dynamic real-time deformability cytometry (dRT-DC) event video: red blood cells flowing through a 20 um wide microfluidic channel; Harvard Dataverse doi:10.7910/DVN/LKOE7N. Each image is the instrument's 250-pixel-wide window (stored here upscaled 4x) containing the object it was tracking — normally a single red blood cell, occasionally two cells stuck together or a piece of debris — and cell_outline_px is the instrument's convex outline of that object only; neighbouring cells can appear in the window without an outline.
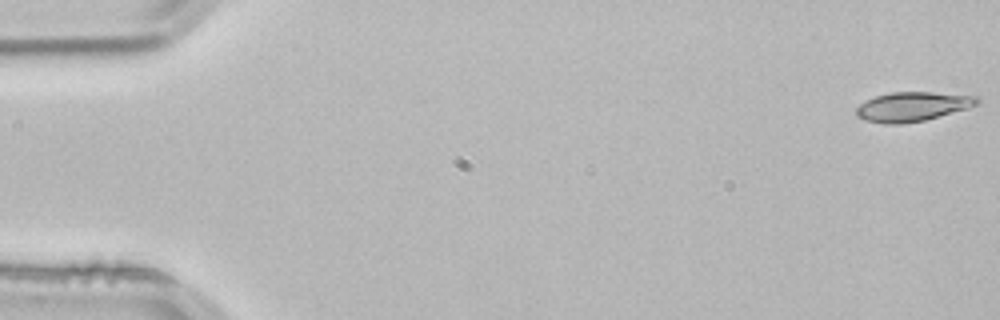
{"species": "common noctule bat (a hibernating species)", "species_latin": "Nyctalus noctula", "temperature_condition": "room temperature", "stored_images_in_passage": 53, "camera_frame_rate_fps": 3000, "um_per_image_px": 0.085, "animal": {"sex": "male", "body_mass_g": 21.5, "forearm_length_mm": 52.0}, "frame": {"image": 1, "passage_image": 1, "time_ms": 0.0, "image_size_px": [1000, 320], "cell_outline_px": [[980, 104], [968, 108], [924, 120], [900, 124], [884, 124], [864, 120], [856, 116], [856, 108], [860, 104], [876, 96], [892, 92], [932, 92], [980, 96]], "centroid_in_image_um": [77.59, 9.06], "position_along_channel_um": 7.4, "area_um2": 20.69}}
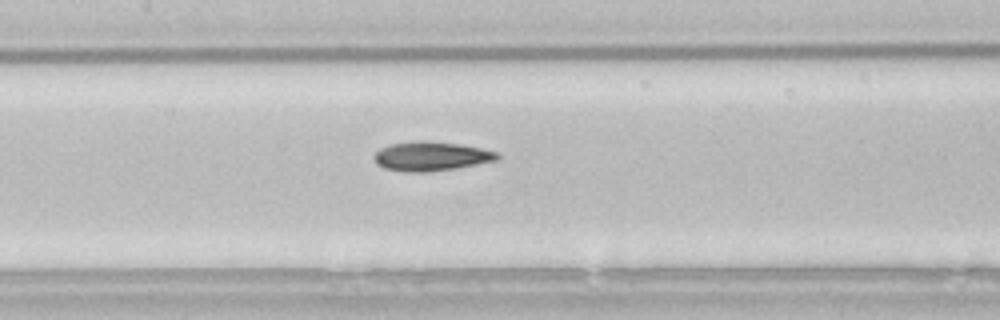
{"frame": {"image": 2, "passage_image": 25, "time_ms": 8.0, "image_size_px": [1000, 320], "cell_outline_px": [[500, 160], [456, 168], [428, 172], [404, 172], [384, 168], [376, 164], [372, 156], [380, 148], [388, 144], [416, 140], [424, 140], [460, 144], [500, 152]], "centroid_in_image_um": [36.64, 13.28], "position_along_channel_um": 170.8, "area_um2": 21.39}}
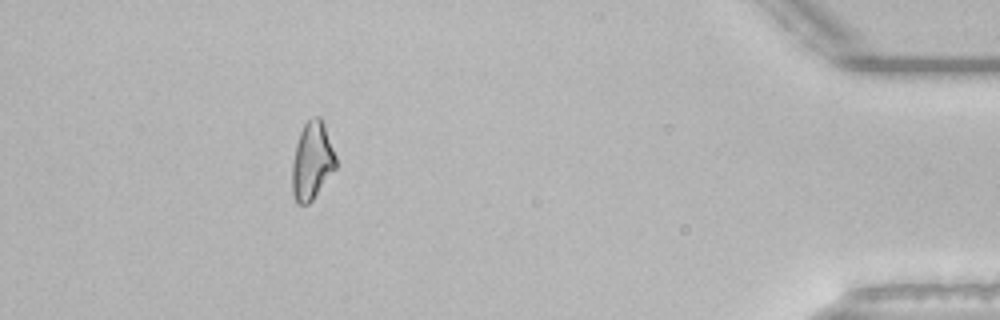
{"frame": {"image": 3, "passage_image": 48, "time_ms": 15.667, "image_size_px": [1000, 320], "cell_outline_px": [[336, 168], [312, 200], [308, 204], [300, 204], [296, 200], [292, 192], [292, 160], [296, 144], [300, 132], [304, 124], [312, 116], [320, 116], [324, 124], [336, 156]], "centroid_in_image_um": [26.52, 13.66], "position_along_channel_um": 408.7, "area_um2": 19.71}, "authors_computed_cell_mechanics": {"area_um2": 20.0566, "velocity_mm_per_s": 3.8452, "shape_relaxation_time_tau1_ms": null, "shape_relaxation_time_tau2_ms": 4.6273, "deformation_change_tau1": null, "deformation_change_tau2": 0.1355}}